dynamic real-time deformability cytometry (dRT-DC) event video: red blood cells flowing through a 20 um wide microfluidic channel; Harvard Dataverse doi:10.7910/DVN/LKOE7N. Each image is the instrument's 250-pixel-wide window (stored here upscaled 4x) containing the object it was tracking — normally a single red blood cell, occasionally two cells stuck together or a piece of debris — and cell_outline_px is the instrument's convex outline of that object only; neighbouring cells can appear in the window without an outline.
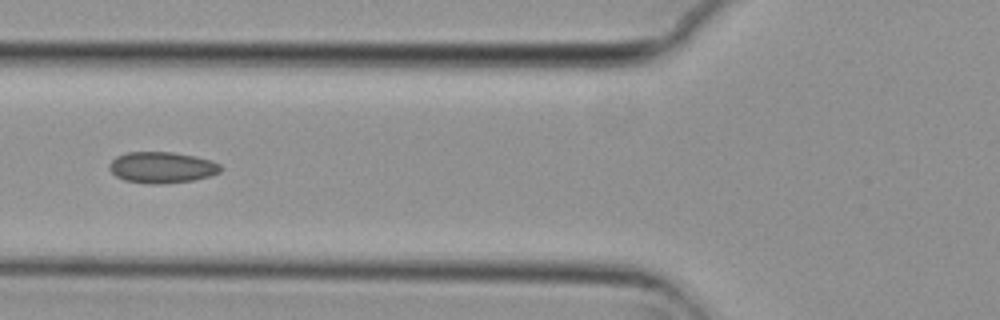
{"species": "common noctule bat (a hibernating species)", "species_latin": "Nyctalus noctula", "temperature_condition": "cold", "stored_images_in_passage": 5, "camera_frame_rate_fps": 3000, "um_per_image_px": 0.085, "animal": {"sex": "female", "body_mass_g": 29.2, "forearm_length_mm": 56.3}, "frame": {"image": 1, "passage_image": 5, "time_ms": 1.333, "image_size_px": [1000, 320], "cell_outline_px": [[224, 168], [220, 172], [208, 176], [192, 180], [164, 184], [148, 184], [124, 180], [116, 176], [108, 168], [108, 164], [116, 156], [128, 152], [172, 152], [196, 156], [212, 160], [220, 164]], "centroid_in_image_um": [13.76, 14.23], "position_along_channel_um": 112.0, "area_um2": 20.4}}